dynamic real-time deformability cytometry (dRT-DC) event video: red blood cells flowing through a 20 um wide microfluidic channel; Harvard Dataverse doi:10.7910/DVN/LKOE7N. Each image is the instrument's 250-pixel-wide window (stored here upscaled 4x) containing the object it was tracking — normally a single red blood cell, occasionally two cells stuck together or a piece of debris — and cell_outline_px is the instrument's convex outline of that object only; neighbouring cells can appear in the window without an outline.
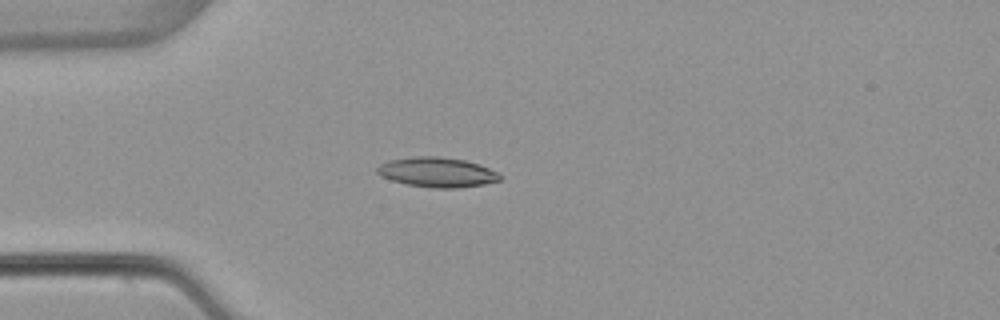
{"species": "common noctule bat (a hibernating species)", "species_latin": "Nyctalus noctula", "temperature_condition": "warm", "stored_images_in_passage": 45, "camera_frame_rate_fps": 3000, "um_per_image_px": 0.085, "animal": {"sex": "female", "body_mass_g": 22.7, "forearm_length_mm": 54.2}, "frame": {"image": 1, "passage_image": 6, "time_ms": 1.667, "image_size_px": [1000, 320], "cell_outline_px": [[500, 180], [484, 184], [456, 188], [428, 188], [408, 184], [392, 180], [380, 176], [376, 172], [376, 168], [380, 164], [388, 160], [416, 156], [440, 156], [464, 160], [480, 164], [496, 172], [500, 176]], "centroid_in_image_um": [37.11, 14.63], "position_along_channel_um": 47.9, "area_um2": 21.33}}
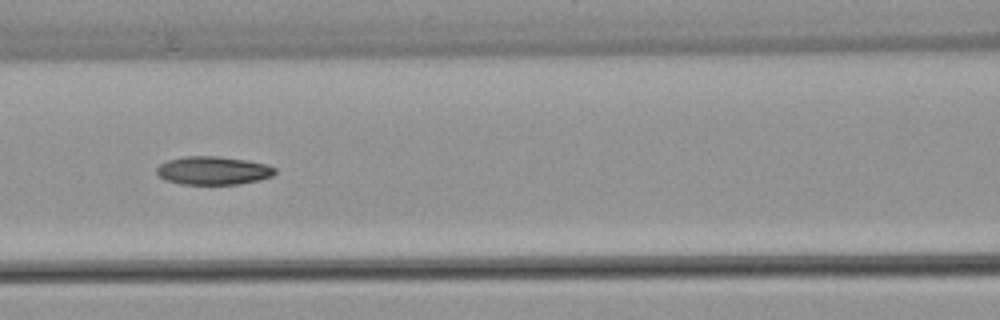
{"frame": {"image": 2, "passage_image": 15, "time_ms": 4.667, "image_size_px": [1000, 320], "cell_outline_px": [[276, 172], [272, 176], [260, 180], [240, 184], [180, 184], [164, 180], [156, 172], [156, 168], [160, 164], [168, 160], [184, 156], [216, 156], [248, 160], [264, 164], [276, 168]], "centroid_in_image_um": [18.11, 14.5], "position_along_channel_um": 148.5, "area_um2": 19.59}}
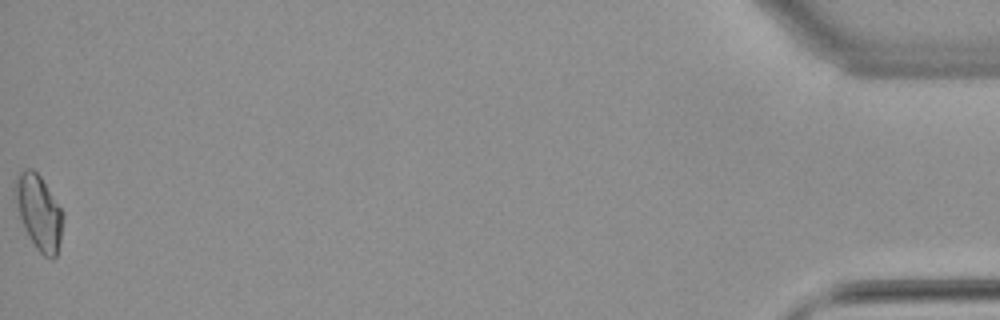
{"frame": {"image": 3, "passage_image": 45, "time_ms": 14.667, "image_size_px": [1000, 320], "cell_outline_px": [[64, 216], [60, 240], [56, 256], [52, 260], [44, 256], [36, 248], [28, 236], [24, 228], [20, 216], [16, 200], [16, 176], [24, 168], [32, 168], [40, 176], [60, 208]], "centroid_in_image_um": [3.32, 18.07], "position_along_channel_um": 431.9, "area_um2": 20.35}, "authors_computed_cell_mechanics": {"area_um2": 19.4786, "velocity_mm_per_s": 3.8533, "shape_relaxation_time_tau1_ms": 5.3993, "shape_relaxation_time_tau2_ms": 5.4664, "deformation_change_tau1": 0.1656, "deformation_change_tau2": 0.1184}}